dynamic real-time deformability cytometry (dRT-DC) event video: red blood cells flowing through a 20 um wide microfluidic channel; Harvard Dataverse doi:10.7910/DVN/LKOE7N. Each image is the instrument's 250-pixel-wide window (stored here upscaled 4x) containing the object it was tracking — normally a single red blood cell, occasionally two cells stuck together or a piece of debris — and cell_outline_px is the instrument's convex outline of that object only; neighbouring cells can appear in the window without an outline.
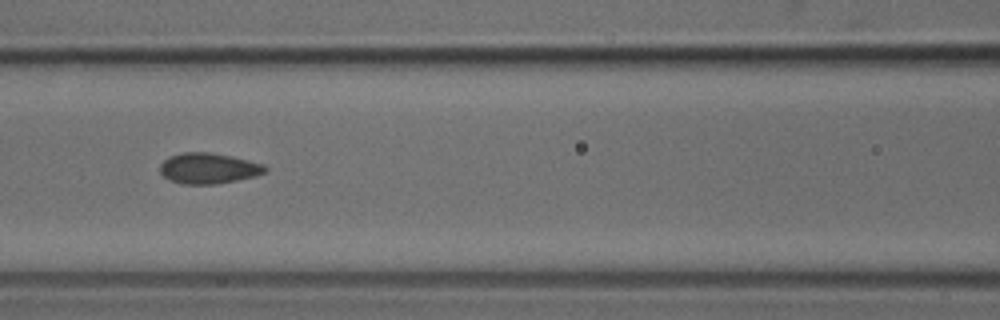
{"species": "common noctule bat (a hibernating species)", "species_latin": "Nyctalus noctula", "temperature_condition": "cold", "stored_images_in_passage": 28, "camera_frame_rate_fps": 3000, "um_per_image_px": 0.085, "animal": {"sex": "male", "body_mass_g": 18.8}, "frame": {"image": 1, "passage_image": 9, "time_ms": 2.667, "image_size_px": [1000, 320], "cell_outline_px": [[268, 172], [256, 176], [216, 184], [180, 184], [168, 180], [160, 172], [160, 164], [168, 156], [184, 152], [212, 152], [232, 156], [264, 164], [268, 168]], "centroid_in_image_um": [17.73, 14.3], "position_along_channel_um": 148.9, "area_um2": 19.07}}
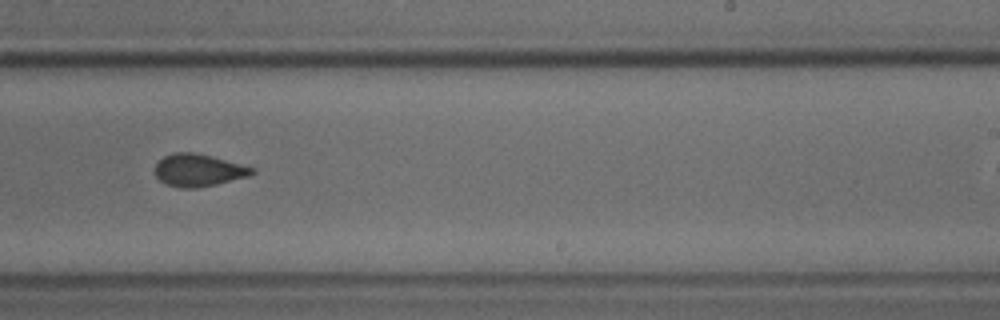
{"frame": {"image": 2, "passage_image": 18, "time_ms": 5.667, "image_size_px": [1000, 320], "cell_outline_px": [[256, 172], [248, 176], [216, 184], [196, 188], [180, 188], [168, 184], [160, 180], [156, 176], [156, 164], [164, 156], [172, 152], [192, 152], [212, 156], [256, 168]], "centroid_in_image_um": [16.89, 14.46], "position_along_channel_um": 272.1, "area_um2": 18.21}}
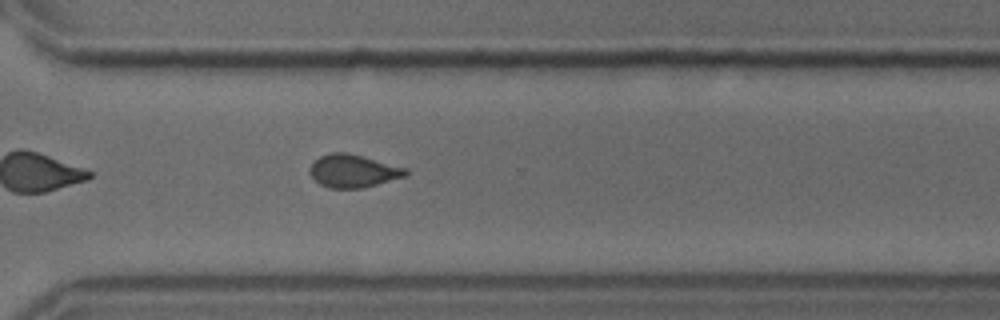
{"frame": {"image": 3, "passage_image": 23, "time_ms": 7.333, "image_size_px": [1000, 320], "cell_outline_px": [[408, 176], [364, 188], [328, 188], [320, 184], [308, 172], [312, 164], [320, 156], [332, 152], [348, 152], [408, 168]], "centroid_in_image_um": [30.06, 14.53], "position_along_channel_um": 340.5, "area_um2": 18.55}}